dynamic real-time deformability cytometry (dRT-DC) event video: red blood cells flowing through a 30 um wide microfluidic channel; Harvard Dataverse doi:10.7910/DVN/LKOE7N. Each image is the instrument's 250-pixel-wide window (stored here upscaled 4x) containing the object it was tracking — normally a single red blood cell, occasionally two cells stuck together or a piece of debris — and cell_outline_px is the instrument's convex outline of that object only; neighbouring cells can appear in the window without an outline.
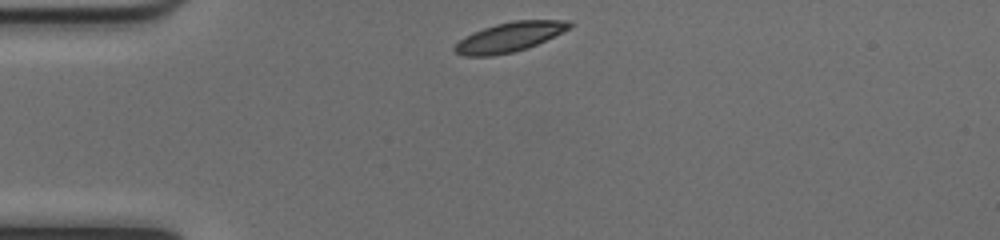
{"species": "common noctule bat (a hibernating species)", "species_latin": "Nyctalus noctula", "temperature_condition": "cold", "stored_images_in_passage": 34, "camera_frame_rate_fps": 3000, "um_per_image_px": 0.085, "animal": {"sex": "female", "body_mass_g": 17.0, "forearm_length_mm": 48.0}, "frame": {"image": 1, "passage_image": 1, "time_ms": 0.0, "image_size_px": [1000, 240], "cell_outline_px": [[572, 24], [568, 28], [528, 48], [512, 52], [492, 56], [464, 56], [456, 52], [452, 48], [460, 40], [472, 32], [496, 24], [512, 20], [572, 20]], "centroid_in_image_um": [43.27, 3.14], "position_along_channel_um": 41.7, "area_um2": 19.48}}
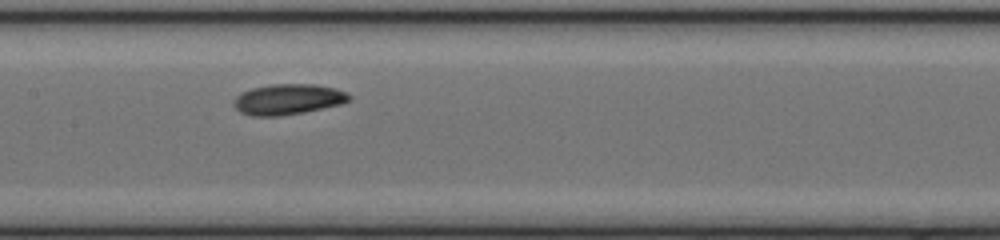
{"frame": {"image": 2, "passage_image": 14, "time_ms": 4.333, "image_size_px": [1000, 240], "cell_outline_px": [[352, 100], [340, 104], [304, 112], [280, 116], [252, 116], [240, 112], [232, 104], [236, 96], [240, 92], [252, 88], [272, 84], [316, 84], [336, 88], [348, 92], [352, 96]], "centroid_in_image_um": [24.5, 8.43], "position_along_channel_um": 182.9, "area_um2": 20.81}}
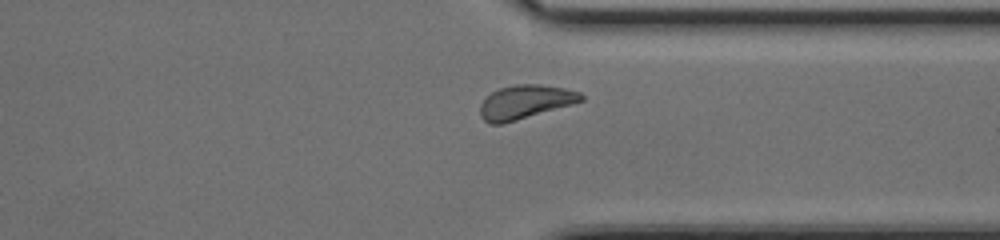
{"frame": {"image": 3, "passage_image": 28, "time_ms": 9.0, "image_size_px": [1000, 240], "cell_outline_px": [[584, 100], [572, 104], [516, 120], [500, 124], [488, 124], [480, 116], [480, 104], [492, 92], [500, 88], [516, 84], [540, 84], [564, 88], [580, 92], [584, 96]], "centroid_in_image_um": [44.63, 8.66], "position_along_channel_um": 366.8, "area_um2": 19.71}, "authors_computed_cell_mechanics": {"area_um2": 19.8832, "velocity_mm_per_s": 3.9486, "shape_relaxation_time_tau1_ms": 4.1627, "shape_relaxation_time_tau2_ms": null, "deformation_change_tau1": 0.1196, "deformation_change_tau2": null}}